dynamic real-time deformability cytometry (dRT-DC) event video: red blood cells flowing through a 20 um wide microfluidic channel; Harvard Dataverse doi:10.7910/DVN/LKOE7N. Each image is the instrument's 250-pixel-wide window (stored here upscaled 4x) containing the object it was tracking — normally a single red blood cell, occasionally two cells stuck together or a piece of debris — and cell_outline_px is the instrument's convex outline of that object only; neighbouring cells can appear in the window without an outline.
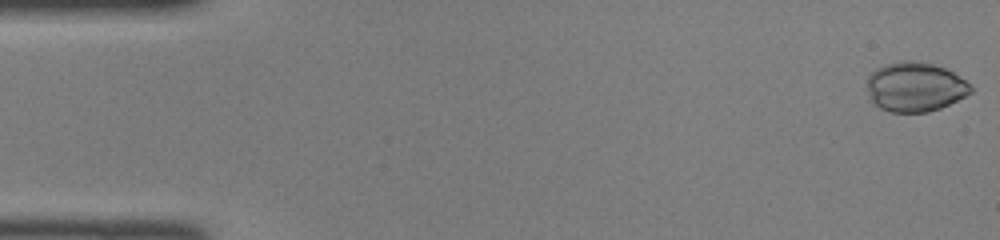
{"species": "common noctule bat (a hibernating species)", "species_latin": "Nyctalus noctula", "temperature_condition": "room temperature", "stored_images_in_passage": 46, "camera_frame_rate_fps": 3000, "um_per_image_px": 0.085, "animal": {"sex": "female", "body_mass_g": 22.0, "forearm_length_mm": 56.7}, "frame": {"image": 1, "passage_image": 1, "time_ms": 0.0, "image_size_px": [1000, 240], "cell_outline_px": [[972, 92], [940, 108], [928, 112], [888, 112], [880, 108], [872, 100], [868, 92], [868, 76], [876, 68], [900, 60], [908, 60], [932, 64], [944, 68], [952, 72], [964, 80], [972, 88]], "centroid_in_image_um": [77.76, 7.39], "position_along_channel_um": 7.2, "area_um2": 29.48}}
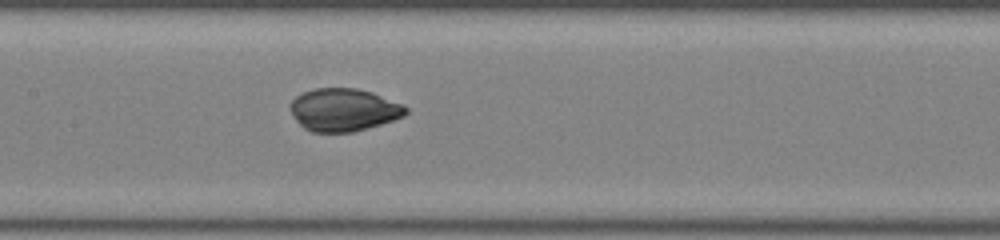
{"frame": {"image": 2, "passage_image": 22, "time_ms": 7.0, "image_size_px": [1000, 240], "cell_outline_px": [[408, 112], [404, 116], [380, 124], [352, 132], [312, 132], [304, 128], [296, 120], [292, 112], [292, 100], [296, 96], [304, 92], [316, 88], [356, 88], [372, 92], [404, 104], [408, 108]], "centroid_in_image_um": [29.25, 9.33], "position_along_channel_um": 178.2, "area_um2": 28.55}}
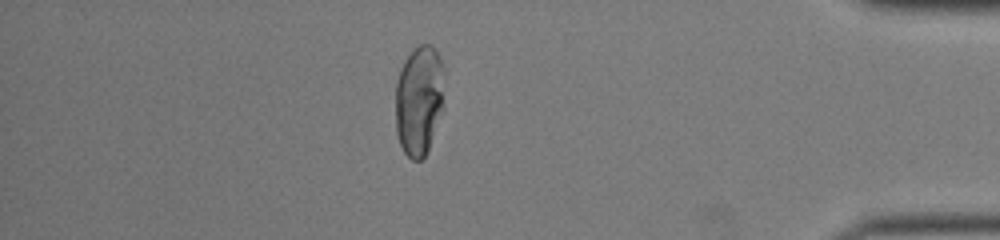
{"frame": {"image": 3, "passage_image": 40, "time_ms": 13.0, "image_size_px": [1000, 240], "cell_outline_px": [[444, 108], [428, 148], [424, 156], [420, 160], [412, 160], [404, 152], [400, 144], [396, 132], [396, 80], [400, 68], [404, 60], [420, 44], [432, 44], [436, 48], [440, 56], [444, 68]], "centroid_in_image_um": [35.65, 8.48], "position_along_channel_um": 399.6, "area_um2": 31.85}}